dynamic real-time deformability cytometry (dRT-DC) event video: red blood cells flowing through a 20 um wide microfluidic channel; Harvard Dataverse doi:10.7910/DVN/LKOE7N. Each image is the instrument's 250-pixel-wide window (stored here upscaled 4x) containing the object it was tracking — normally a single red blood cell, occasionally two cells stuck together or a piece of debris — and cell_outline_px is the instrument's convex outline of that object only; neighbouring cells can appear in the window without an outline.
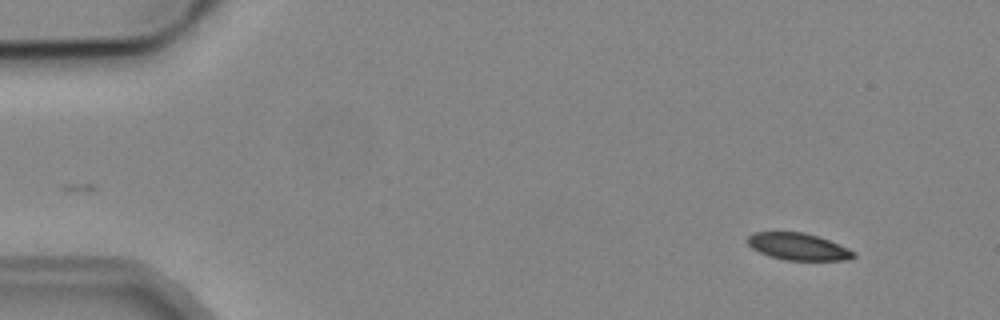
{"species": "common noctule bat (a hibernating species)", "species_latin": "Nyctalus noctula", "temperature_condition": "cold", "stored_images_in_passage": 5, "camera_frame_rate_fps": 3000, "um_per_image_px": 0.085, "animal": {"sex": "male", "body_mass_g": 19.2, "forearm_length_mm": 51.8}, "frame": {"image": 1, "passage_image": 2, "time_ms": 1.0, "image_size_px": [1000, 320], "cell_outline_px": [[856, 256], [852, 260], [784, 260], [760, 252], [752, 248], [748, 244], [748, 236], [752, 232], [804, 232], [828, 240], [848, 248], [856, 252]], "centroid_in_image_um": [67.87, 20.96], "position_along_channel_um": 17.1, "area_um2": 16.59}}